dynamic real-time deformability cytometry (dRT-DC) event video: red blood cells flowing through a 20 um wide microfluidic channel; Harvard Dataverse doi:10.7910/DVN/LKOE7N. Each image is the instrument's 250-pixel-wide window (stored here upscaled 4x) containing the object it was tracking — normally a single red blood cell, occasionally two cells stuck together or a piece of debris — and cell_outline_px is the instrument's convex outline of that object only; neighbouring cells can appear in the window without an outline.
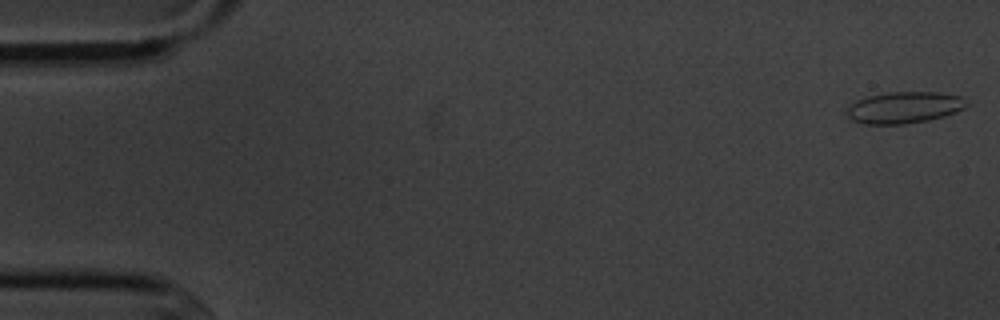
{"species": "common noctule bat (a hibernating species)", "species_latin": "Nyctalus noctula", "temperature_condition": "cold", "stored_images_in_passage": 4, "camera_frame_rate_fps": 3000, "um_per_image_px": 0.085, "animal": {"sex": "male", "body_mass_g": 20.1, "forearm_length_mm": 53.5}, "frame": {"image": 1, "passage_image": 1, "time_ms": 0.0, "image_size_px": [1000, 320], "cell_outline_px": [[968, 104], [964, 108], [956, 112], [944, 116], [928, 120], [904, 124], [864, 124], [852, 120], [844, 112], [856, 100], [868, 96], [888, 92], [936, 92], [960, 96]], "centroid_in_image_um": [76.83, 9.14], "position_along_channel_um": 8.2, "area_um2": 21.96}}